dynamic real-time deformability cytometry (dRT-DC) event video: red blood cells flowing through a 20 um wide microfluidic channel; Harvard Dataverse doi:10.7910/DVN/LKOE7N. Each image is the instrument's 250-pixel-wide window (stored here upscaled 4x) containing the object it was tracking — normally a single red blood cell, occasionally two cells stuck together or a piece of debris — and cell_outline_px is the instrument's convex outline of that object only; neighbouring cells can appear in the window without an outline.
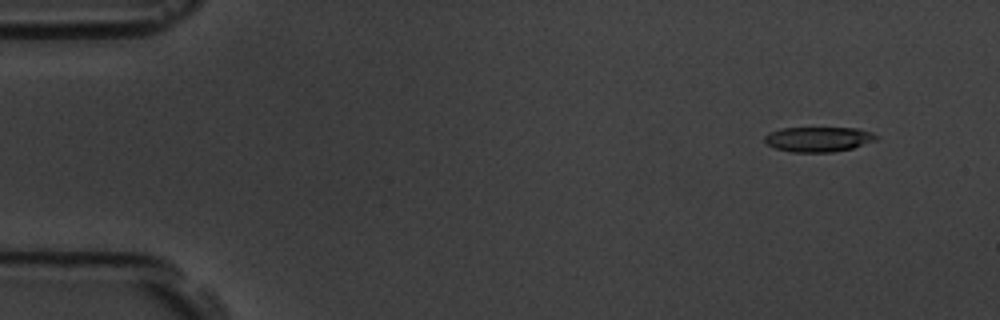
{"species": "common noctule bat (a hibernating species)", "species_latin": "Nyctalus noctula", "temperature_condition": "room temperature", "stored_images_in_passage": 5, "camera_frame_rate_fps": 3000, "um_per_image_px": 0.085, "animal": {"sex": "male", "body_mass_g": 19.5, "forearm_length_mm": 54.6}, "frame": {"image": 1, "passage_image": 1, "time_ms": 0.0, "image_size_px": [1000, 320], "cell_outline_px": [[880, 136], [876, 140], [852, 148], [832, 152], [792, 152], [776, 148], [768, 144], [764, 140], [764, 136], [768, 132], [780, 128], [856, 128], [872, 132]], "centroid_in_image_um": [69.57, 11.82], "position_along_channel_um": 15.4, "area_um2": 16.24}}
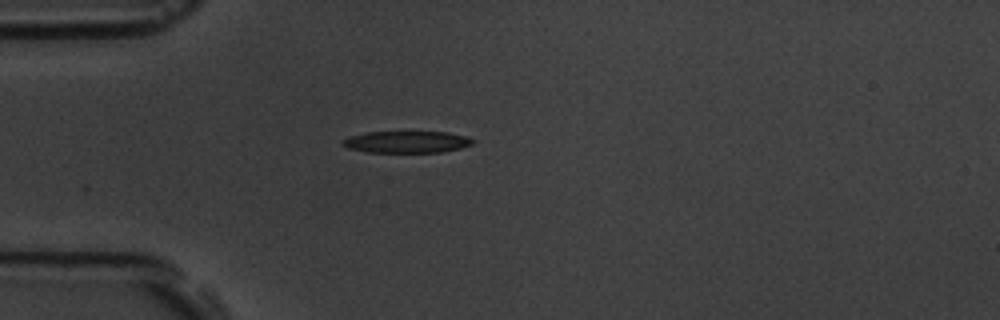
{"frame": {"image": 2, "passage_image": 4, "time_ms": 3.667, "image_size_px": [1000, 320], "cell_outline_px": [[476, 140], [472, 144], [460, 148], [440, 152], [368, 152], [348, 148], [340, 144], [340, 140], [348, 136], [368, 132], [448, 132], [464, 136]], "centroid_in_image_um": [34.52, 12.06], "position_along_channel_um": 50.5, "area_um2": 16.53}}